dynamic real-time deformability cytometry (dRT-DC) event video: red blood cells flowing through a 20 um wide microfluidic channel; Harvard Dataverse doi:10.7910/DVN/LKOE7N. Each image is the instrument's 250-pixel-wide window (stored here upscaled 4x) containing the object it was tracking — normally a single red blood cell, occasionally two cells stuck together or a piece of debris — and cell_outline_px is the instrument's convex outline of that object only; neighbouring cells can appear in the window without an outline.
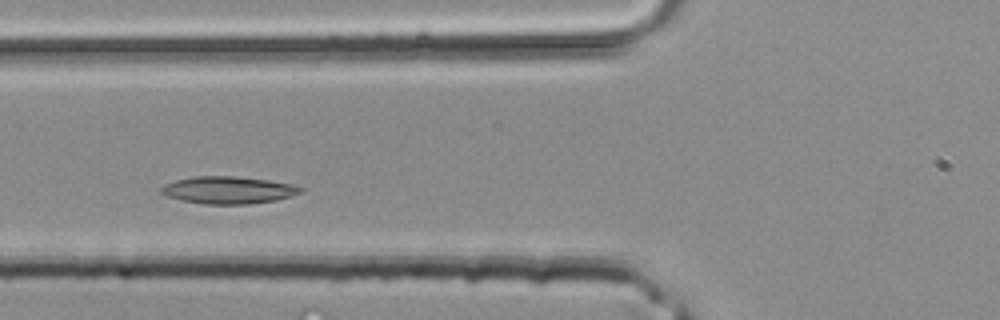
{"species": "common noctule bat (a hibernating species)", "species_latin": "Nyctalus noctula", "temperature_condition": "room temperature", "stored_images_in_passage": 28, "camera_frame_rate_fps": 3000, "um_per_image_px": 0.085, "animal": {"sex": "male", "body_mass_g": 20.4}, "frame": {"image": 1, "passage_image": 8, "time_ms": 2.333, "image_size_px": [1000, 320], "cell_outline_px": [[304, 192], [292, 196], [276, 200], [248, 204], [204, 204], [180, 200], [168, 196], [160, 192], [160, 188], [164, 184], [176, 180], [192, 176], [232, 176], [268, 180], [292, 184], [304, 188]], "centroid_in_image_um": [19.42, 16.15], "position_along_channel_um": 106.4, "area_um2": 22.25}}
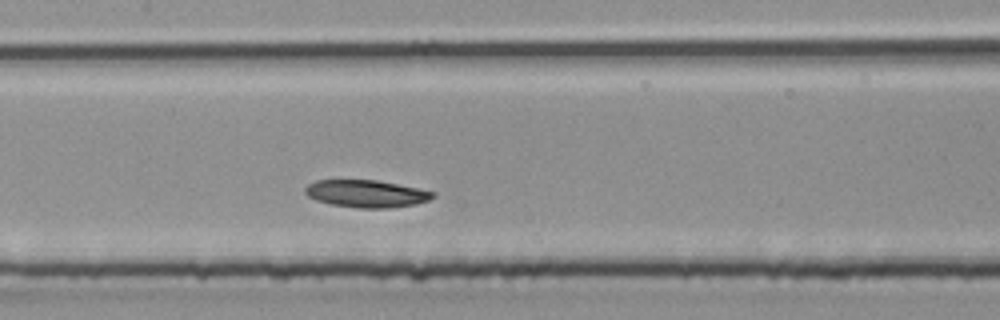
{"frame": {"image": 2, "passage_image": 12, "time_ms": 3.667, "image_size_px": [1000, 320], "cell_outline_px": [[436, 196], [428, 200], [416, 204], [392, 208], [360, 208], [332, 204], [316, 200], [308, 196], [304, 192], [304, 188], [308, 184], [316, 180], [376, 180], [420, 188], [436, 192]], "centroid_in_image_um": [31.17, 16.46], "position_along_channel_um": 176.2, "area_um2": 20.46}}
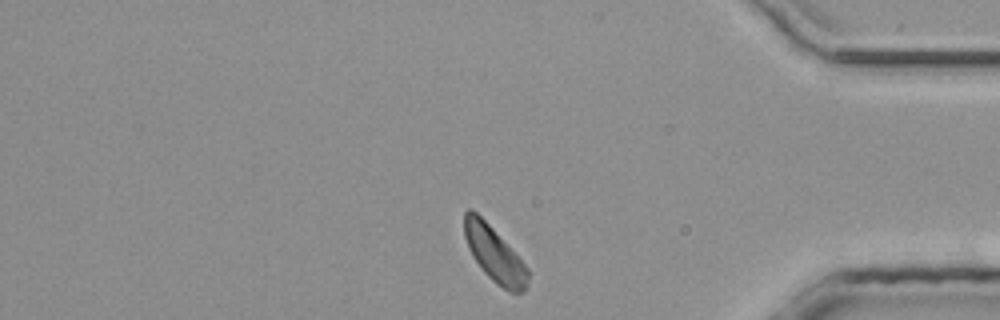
{"frame": {"image": 3, "passage_image": 26, "time_ms": 8.333, "image_size_px": [1000, 320], "cell_outline_px": [[528, 284], [524, 292], [508, 292], [496, 284], [480, 268], [472, 256], [468, 248], [464, 236], [464, 212], [468, 208], [472, 208], [492, 228], [528, 268]], "centroid_in_image_um": [42.0, 21.62], "position_along_channel_um": 393.2, "area_um2": 20.29}}